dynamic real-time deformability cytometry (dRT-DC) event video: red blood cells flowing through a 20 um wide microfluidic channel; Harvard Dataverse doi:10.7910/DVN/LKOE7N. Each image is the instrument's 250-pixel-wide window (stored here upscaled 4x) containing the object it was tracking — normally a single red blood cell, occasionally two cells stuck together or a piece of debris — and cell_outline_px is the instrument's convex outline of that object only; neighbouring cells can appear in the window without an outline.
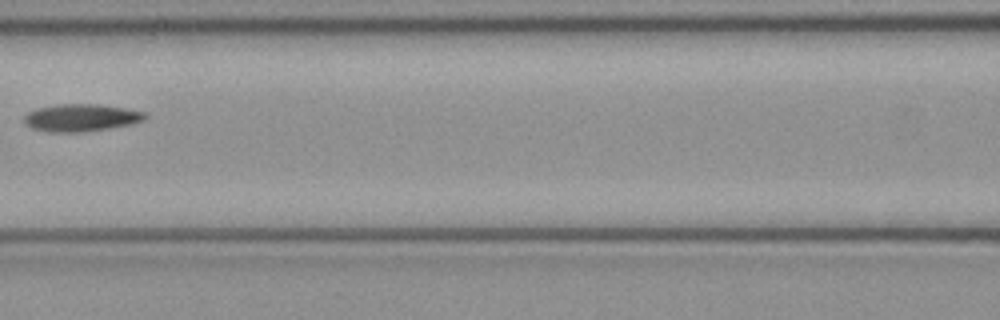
{"species": "common noctule bat (a hibernating species)", "species_latin": "Nyctalus noctula", "temperature_condition": "cold", "stored_images_in_passage": 6, "camera_frame_rate_fps": 3000, "um_per_image_px": 0.085, "animal": {"sex": "female", "body_mass_g": 21.9}, "frame": {"image": 1, "passage_image": 6, "time_ms": 1.667, "image_size_px": [1000, 320], "cell_outline_px": [[148, 116], [144, 120], [132, 124], [84, 132], [48, 132], [32, 128], [24, 120], [24, 116], [28, 112], [36, 108], [56, 104], [100, 104], [148, 112]], "centroid_in_image_um": [6.92, 10.0], "position_along_channel_um": 159.7, "area_um2": 19.42}}